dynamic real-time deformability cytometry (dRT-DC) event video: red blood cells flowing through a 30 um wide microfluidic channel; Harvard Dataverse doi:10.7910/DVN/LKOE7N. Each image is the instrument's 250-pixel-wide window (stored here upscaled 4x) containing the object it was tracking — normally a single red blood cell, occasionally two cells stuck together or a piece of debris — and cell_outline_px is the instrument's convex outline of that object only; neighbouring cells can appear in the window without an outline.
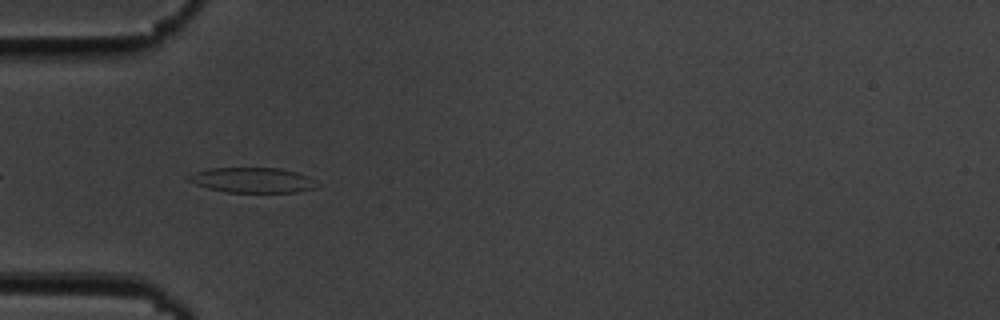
{"species": "common noctule bat (a hibernating species)", "species_latin": "Nyctalus noctula", "temperature_condition": "cold", "stored_images_in_passage": 40, "camera_frame_rate_fps": 3000, "um_per_image_px": 0.085, "animal": {"sex": "male", "body_mass_g": 19.5, "forearm_length_mm": 54.6}, "frame": {"image": 1, "passage_image": 3, "time_ms": 0.667, "image_size_px": [1000, 320], "cell_outline_px": [[320, 184], [316, 188], [296, 192], [228, 192], [208, 188], [196, 184], [188, 180], [184, 176], [208, 168], [280, 168], [296, 172], [308, 176]], "centroid_in_image_um": [21.47, 15.31], "position_along_channel_um": 63.5, "area_um2": 18.84}}
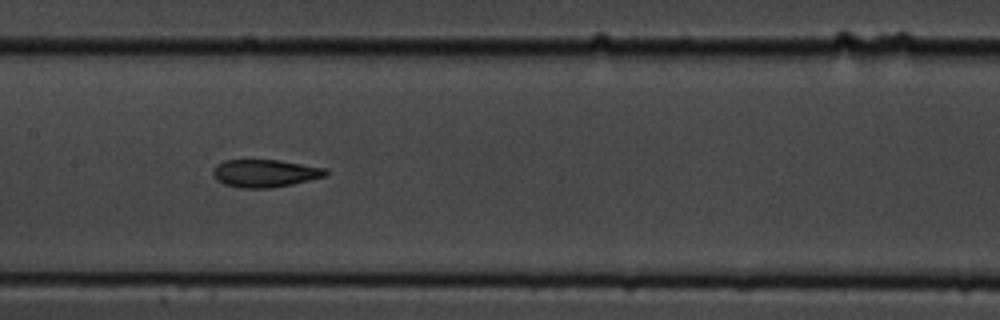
{"frame": {"image": 2, "passage_image": 13, "time_ms": 4.0, "image_size_px": [1000, 320], "cell_outline_px": [[328, 172], [324, 176], [292, 184], [272, 188], [244, 188], [224, 184], [216, 180], [212, 176], [212, 168], [216, 164], [224, 160], [280, 160], [328, 168]], "centroid_in_image_um": [22.49, 14.72], "position_along_channel_um": 184.9, "area_um2": 18.32}}
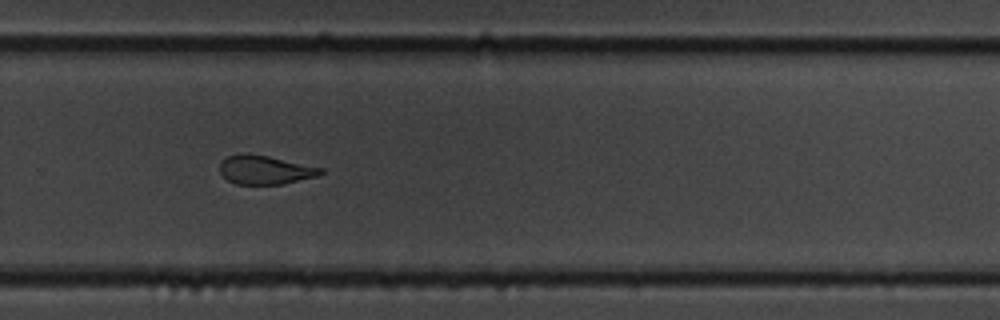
{"frame": {"image": 3, "passage_image": 23, "time_ms": 7.333, "image_size_px": [1000, 320], "cell_outline_px": [[324, 172], [316, 176], [284, 184], [236, 184], [228, 180], [220, 172], [220, 160], [228, 156], [240, 152], [248, 152], [268, 156], [324, 168]], "centroid_in_image_um": [22.5, 14.42], "position_along_channel_um": 307.3, "area_um2": 17.11}, "authors_computed_cell_mechanics": {"area_um2": 18.8428, "velocity_mm_per_s": 3.6931, "shape_relaxation_time_tau1_ms": 5.3838, "shape_relaxation_time_tau2_ms": 2.4806, "deformation_change_tau1": 0.1568, "deformation_change_tau2": 0.1075}}